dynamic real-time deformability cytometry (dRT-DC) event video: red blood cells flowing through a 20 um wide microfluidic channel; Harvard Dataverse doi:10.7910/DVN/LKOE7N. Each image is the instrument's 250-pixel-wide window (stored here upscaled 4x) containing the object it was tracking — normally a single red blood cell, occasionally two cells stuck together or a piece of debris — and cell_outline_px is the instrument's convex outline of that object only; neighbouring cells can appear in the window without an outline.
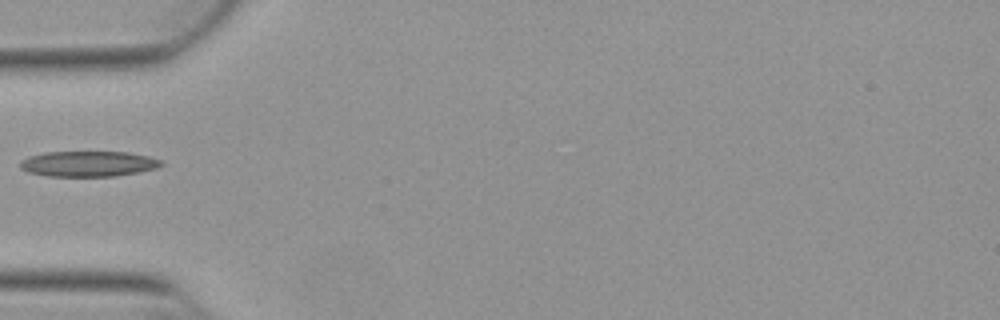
{"species": "Egyptian fruit bat (a non-hibernating species)", "species_latin": "Rousettus aegyptiacus", "temperature_condition": "warm", "stored_images_in_passage": 34, "camera_frame_rate_fps": 3000, "um_per_image_px": 0.085, "animal": {"sex": "female"}, "frame": {"image": 1, "passage_image": 1, "time_ms": 0.0, "image_size_px": [1000, 320], "cell_outline_px": [[156, 164], [144, 168], [128, 172], [96, 176], [64, 176], [36, 172], [28, 168], [24, 164], [40, 156], [60, 152], [112, 152], [136, 156], [152, 160]], "centroid_in_image_um": [7.44, 13.92], "position_along_channel_um": 77.6, "area_um2": 17.28}}
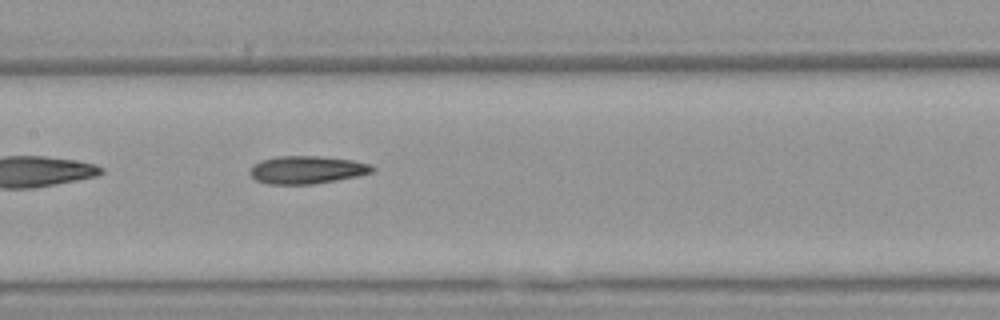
{"frame": {"image": 2, "passage_image": 9, "time_ms": 2.667, "image_size_px": [1000, 320], "cell_outline_px": [[372, 168], [364, 172], [348, 176], [328, 180], [296, 184], [260, 180], [252, 172], [260, 164], [268, 160], [344, 160], [360, 164]], "centroid_in_image_um": [26.06, 14.5], "position_along_channel_um": 181.3, "area_um2": 15.2}}
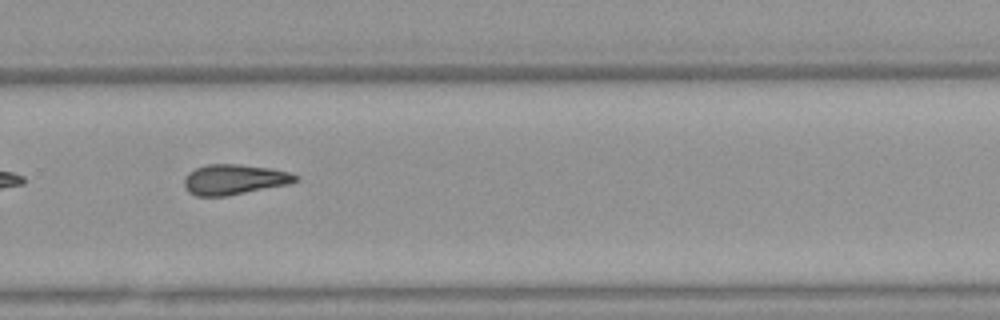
{"frame": {"image": 3, "passage_image": 19, "time_ms": 6.0, "image_size_px": [1000, 320], "cell_outline_px": [[296, 180], [280, 184], [216, 196], [204, 196], [192, 192], [188, 188], [188, 176], [192, 172], [200, 168], [256, 168], [280, 172], [296, 176]], "centroid_in_image_um": [19.86, 15.32], "position_along_channel_um": 309.9, "area_um2": 15.78}}